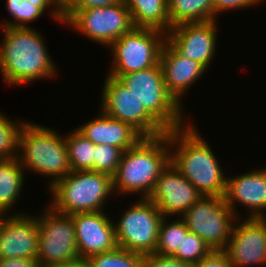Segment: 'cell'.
Returning <instances> with one entry per match:
<instances>
[{
	"instance_id": "1",
	"label": "cell",
	"mask_w": 266,
	"mask_h": 267,
	"mask_svg": "<svg viewBox=\"0 0 266 267\" xmlns=\"http://www.w3.org/2000/svg\"><path fill=\"white\" fill-rule=\"evenodd\" d=\"M1 28L0 74L6 86L17 88L36 80L57 77L58 65L48 53L47 41L38 29Z\"/></svg>"
},
{
	"instance_id": "20",
	"label": "cell",
	"mask_w": 266,
	"mask_h": 267,
	"mask_svg": "<svg viewBox=\"0 0 266 267\" xmlns=\"http://www.w3.org/2000/svg\"><path fill=\"white\" fill-rule=\"evenodd\" d=\"M93 120L75 128L95 145H112L123 151L133 147L142 136L129 124L113 119L101 109Z\"/></svg>"
},
{
	"instance_id": "15",
	"label": "cell",
	"mask_w": 266,
	"mask_h": 267,
	"mask_svg": "<svg viewBox=\"0 0 266 267\" xmlns=\"http://www.w3.org/2000/svg\"><path fill=\"white\" fill-rule=\"evenodd\" d=\"M224 198L237 218H243L241 206L247 210L245 218H266V166L227 176Z\"/></svg>"
},
{
	"instance_id": "35",
	"label": "cell",
	"mask_w": 266,
	"mask_h": 267,
	"mask_svg": "<svg viewBox=\"0 0 266 267\" xmlns=\"http://www.w3.org/2000/svg\"><path fill=\"white\" fill-rule=\"evenodd\" d=\"M37 258H0V267H39Z\"/></svg>"
},
{
	"instance_id": "7",
	"label": "cell",
	"mask_w": 266,
	"mask_h": 267,
	"mask_svg": "<svg viewBox=\"0 0 266 267\" xmlns=\"http://www.w3.org/2000/svg\"><path fill=\"white\" fill-rule=\"evenodd\" d=\"M165 42L166 34L162 31L134 27L107 48L112 58L107 74L118 79L157 65Z\"/></svg>"
},
{
	"instance_id": "9",
	"label": "cell",
	"mask_w": 266,
	"mask_h": 267,
	"mask_svg": "<svg viewBox=\"0 0 266 267\" xmlns=\"http://www.w3.org/2000/svg\"><path fill=\"white\" fill-rule=\"evenodd\" d=\"M118 221L113 218L117 245L130 252L155 253L162 213L149 198L130 203Z\"/></svg>"
},
{
	"instance_id": "21",
	"label": "cell",
	"mask_w": 266,
	"mask_h": 267,
	"mask_svg": "<svg viewBox=\"0 0 266 267\" xmlns=\"http://www.w3.org/2000/svg\"><path fill=\"white\" fill-rule=\"evenodd\" d=\"M5 9L12 20L5 18L7 20L0 21V29L31 28L29 23L37 21L46 11L53 21L65 25L63 6L57 0H6Z\"/></svg>"
},
{
	"instance_id": "23",
	"label": "cell",
	"mask_w": 266,
	"mask_h": 267,
	"mask_svg": "<svg viewBox=\"0 0 266 267\" xmlns=\"http://www.w3.org/2000/svg\"><path fill=\"white\" fill-rule=\"evenodd\" d=\"M135 28L170 31L167 0H124Z\"/></svg>"
},
{
	"instance_id": "6",
	"label": "cell",
	"mask_w": 266,
	"mask_h": 267,
	"mask_svg": "<svg viewBox=\"0 0 266 267\" xmlns=\"http://www.w3.org/2000/svg\"><path fill=\"white\" fill-rule=\"evenodd\" d=\"M123 83L145 109L167 130L181 128L189 123L185 108L168 92L160 62L146 70L121 75Z\"/></svg>"
},
{
	"instance_id": "36",
	"label": "cell",
	"mask_w": 266,
	"mask_h": 267,
	"mask_svg": "<svg viewBox=\"0 0 266 267\" xmlns=\"http://www.w3.org/2000/svg\"><path fill=\"white\" fill-rule=\"evenodd\" d=\"M67 267H92L88 259L79 258L67 264Z\"/></svg>"
},
{
	"instance_id": "38",
	"label": "cell",
	"mask_w": 266,
	"mask_h": 267,
	"mask_svg": "<svg viewBox=\"0 0 266 267\" xmlns=\"http://www.w3.org/2000/svg\"><path fill=\"white\" fill-rule=\"evenodd\" d=\"M70 0H60V4L64 7Z\"/></svg>"
},
{
	"instance_id": "30",
	"label": "cell",
	"mask_w": 266,
	"mask_h": 267,
	"mask_svg": "<svg viewBox=\"0 0 266 267\" xmlns=\"http://www.w3.org/2000/svg\"><path fill=\"white\" fill-rule=\"evenodd\" d=\"M123 150L112 145H95L94 171L110 175L115 174Z\"/></svg>"
},
{
	"instance_id": "5",
	"label": "cell",
	"mask_w": 266,
	"mask_h": 267,
	"mask_svg": "<svg viewBox=\"0 0 266 267\" xmlns=\"http://www.w3.org/2000/svg\"><path fill=\"white\" fill-rule=\"evenodd\" d=\"M48 192L52 197L45 204L66 215L105 211L103 208L108 204L107 201L116 197L112 177L93 170L71 171Z\"/></svg>"
},
{
	"instance_id": "28",
	"label": "cell",
	"mask_w": 266,
	"mask_h": 267,
	"mask_svg": "<svg viewBox=\"0 0 266 267\" xmlns=\"http://www.w3.org/2000/svg\"><path fill=\"white\" fill-rule=\"evenodd\" d=\"M4 112H0V159L18 157V136L26 120L13 121Z\"/></svg>"
},
{
	"instance_id": "33",
	"label": "cell",
	"mask_w": 266,
	"mask_h": 267,
	"mask_svg": "<svg viewBox=\"0 0 266 267\" xmlns=\"http://www.w3.org/2000/svg\"><path fill=\"white\" fill-rule=\"evenodd\" d=\"M193 267H233L223 250H213L207 257L202 258Z\"/></svg>"
},
{
	"instance_id": "31",
	"label": "cell",
	"mask_w": 266,
	"mask_h": 267,
	"mask_svg": "<svg viewBox=\"0 0 266 267\" xmlns=\"http://www.w3.org/2000/svg\"><path fill=\"white\" fill-rule=\"evenodd\" d=\"M264 0H213L214 4V15L218 18L220 14L238 11L243 9H249L250 7H256V5L262 4Z\"/></svg>"
},
{
	"instance_id": "32",
	"label": "cell",
	"mask_w": 266,
	"mask_h": 267,
	"mask_svg": "<svg viewBox=\"0 0 266 267\" xmlns=\"http://www.w3.org/2000/svg\"><path fill=\"white\" fill-rule=\"evenodd\" d=\"M142 267H193L192 263L183 262L172 256L146 255Z\"/></svg>"
},
{
	"instance_id": "4",
	"label": "cell",
	"mask_w": 266,
	"mask_h": 267,
	"mask_svg": "<svg viewBox=\"0 0 266 267\" xmlns=\"http://www.w3.org/2000/svg\"><path fill=\"white\" fill-rule=\"evenodd\" d=\"M47 125L26 121L19 131L18 160L28 173L48 177L51 188L72 170L69 165L65 134ZM61 134V135H60Z\"/></svg>"
},
{
	"instance_id": "16",
	"label": "cell",
	"mask_w": 266,
	"mask_h": 267,
	"mask_svg": "<svg viewBox=\"0 0 266 267\" xmlns=\"http://www.w3.org/2000/svg\"><path fill=\"white\" fill-rule=\"evenodd\" d=\"M203 195L171 164L161 172L149 199L164 217H181Z\"/></svg>"
},
{
	"instance_id": "2",
	"label": "cell",
	"mask_w": 266,
	"mask_h": 267,
	"mask_svg": "<svg viewBox=\"0 0 266 267\" xmlns=\"http://www.w3.org/2000/svg\"><path fill=\"white\" fill-rule=\"evenodd\" d=\"M193 121L169 131L170 163L203 195L224 196L227 172Z\"/></svg>"
},
{
	"instance_id": "14",
	"label": "cell",
	"mask_w": 266,
	"mask_h": 267,
	"mask_svg": "<svg viewBox=\"0 0 266 267\" xmlns=\"http://www.w3.org/2000/svg\"><path fill=\"white\" fill-rule=\"evenodd\" d=\"M217 22L211 20L176 25L166 34V41L181 56L196 60L208 69L218 49L220 23Z\"/></svg>"
},
{
	"instance_id": "39",
	"label": "cell",
	"mask_w": 266,
	"mask_h": 267,
	"mask_svg": "<svg viewBox=\"0 0 266 267\" xmlns=\"http://www.w3.org/2000/svg\"><path fill=\"white\" fill-rule=\"evenodd\" d=\"M2 217H3V214L0 213V223H1V219H2Z\"/></svg>"
},
{
	"instance_id": "13",
	"label": "cell",
	"mask_w": 266,
	"mask_h": 267,
	"mask_svg": "<svg viewBox=\"0 0 266 267\" xmlns=\"http://www.w3.org/2000/svg\"><path fill=\"white\" fill-rule=\"evenodd\" d=\"M223 251L233 267H265L266 218H237Z\"/></svg>"
},
{
	"instance_id": "24",
	"label": "cell",
	"mask_w": 266,
	"mask_h": 267,
	"mask_svg": "<svg viewBox=\"0 0 266 267\" xmlns=\"http://www.w3.org/2000/svg\"><path fill=\"white\" fill-rule=\"evenodd\" d=\"M170 29L183 23L218 20L213 0H167Z\"/></svg>"
},
{
	"instance_id": "29",
	"label": "cell",
	"mask_w": 266,
	"mask_h": 267,
	"mask_svg": "<svg viewBox=\"0 0 266 267\" xmlns=\"http://www.w3.org/2000/svg\"><path fill=\"white\" fill-rule=\"evenodd\" d=\"M212 251V248L202 238L195 233L188 232L182 236L181 248H178L172 257L194 265Z\"/></svg>"
},
{
	"instance_id": "34",
	"label": "cell",
	"mask_w": 266,
	"mask_h": 267,
	"mask_svg": "<svg viewBox=\"0 0 266 267\" xmlns=\"http://www.w3.org/2000/svg\"><path fill=\"white\" fill-rule=\"evenodd\" d=\"M121 0H70L63 9L101 8L117 4Z\"/></svg>"
},
{
	"instance_id": "22",
	"label": "cell",
	"mask_w": 266,
	"mask_h": 267,
	"mask_svg": "<svg viewBox=\"0 0 266 267\" xmlns=\"http://www.w3.org/2000/svg\"><path fill=\"white\" fill-rule=\"evenodd\" d=\"M26 171L22 168L18 157L0 159V213L3 215L22 214L25 211H15L17 202L24 192L22 189ZM14 212H12V211ZM10 212V213H9Z\"/></svg>"
},
{
	"instance_id": "12",
	"label": "cell",
	"mask_w": 266,
	"mask_h": 267,
	"mask_svg": "<svg viewBox=\"0 0 266 267\" xmlns=\"http://www.w3.org/2000/svg\"><path fill=\"white\" fill-rule=\"evenodd\" d=\"M100 99V109L106 115L129 124L142 137H156L168 132L117 78L106 76Z\"/></svg>"
},
{
	"instance_id": "10",
	"label": "cell",
	"mask_w": 266,
	"mask_h": 267,
	"mask_svg": "<svg viewBox=\"0 0 266 267\" xmlns=\"http://www.w3.org/2000/svg\"><path fill=\"white\" fill-rule=\"evenodd\" d=\"M37 214L39 265L65 266L79 259L75 226L71 215L54 211L49 205Z\"/></svg>"
},
{
	"instance_id": "18",
	"label": "cell",
	"mask_w": 266,
	"mask_h": 267,
	"mask_svg": "<svg viewBox=\"0 0 266 267\" xmlns=\"http://www.w3.org/2000/svg\"><path fill=\"white\" fill-rule=\"evenodd\" d=\"M3 215L0 223V258H37L36 214Z\"/></svg>"
},
{
	"instance_id": "11",
	"label": "cell",
	"mask_w": 266,
	"mask_h": 267,
	"mask_svg": "<svg viewBox=\"0 0 266 267\" xmlns=\"http://www.w3.org/2000/svg\"><path fill=\"white\" fill-rule=\"evenodd\" d=\"M189 232L202 238L212 250H224L237 219L224 196H203L181 216Z\"/></svg>"
},
{
	"instance_id": "19",
	"label": "cell",
	"mask_w": 266,
	"mask_h": 267,
	"mask_svg": "<svg viewBox=\"0 0 266 267\" xmlns=\"http://www.w3.org/2000/svg\"><path fill=\"white\" fill-rule=\"evenodd\" d=\"M160 64L168 92L184 107L183 96L208 70L198 61L181 56L167 41L161 50Z\"/></svg>"
},
{
	"instance_id": "17",
	"label": "cell",
	"mask_w": 266,
	"mask_h": 267,
	"mask_svg": "<svg viewBox=\"0 0 266 267\" xmlns=\"http://www.w3.org/2000/svg\"><path fill=\"white\" fill-rule=\"evenodd\" d=\"M106 211L71 214L79 258L114 250L117 245L112 213Z\"/></svg>"
},
{
	"instance_id": "8",
	"label": "cell",
	"mask_w": 266,
	"mask_h": 267,
	"mask_svg": "<svg viewBox=\"0 0 266 267\" xmlns=\"http://www.w3.org/2000/svg\"><path fill=\"white\" fill-rule=\"evenodd\" d=\"M63 13L65 26L105 48L134 28L124 0L101 8L63 9Z\"/></svg>"
},
{
	"instance_id": "37",
	"label": "cell",
	"mask_w": 266,
	"mask_h": 267,
	"mask_svg": "<svg viewBox=\"0 0 266 267\" xmlns=\"http://www.w3.org/2000/svg\"><path fill=\"white\" fill-rule=\"evenodd\" d=\"M39 267H67V265H65V266H57V265H40Z\"/></svg>"
},
{
	"instance_id": "27",
	"label": "cell",
	"mask_w": 266,
	"mask_h": 267,
	"mask_svg": "<svg viewBox=\"0 0 266 267\" xmlns=\"http://www.w3.org/2000/svg\"><path fill=\"white\" fill-rule=\"evenodd\" d=\"M145 256L121 247L88 258L92 267H142Z\"/></svg>"
},
{
	"instance_id": "26",
	"label": "cell",
	"mask_w": 266,
	"mask_h": 267,
	"mask_svg": "<svg viewBox=\"0 0 266 267\" xmlns=\"http://www.w3.org/2000/svg\"><path fill=\"white\" fill-rule=\"evenodd\" d=\"M173 219L174 217H163L161 220L155 255L173 256L181 248L182 236L189 230L181 217Z\"/></svg>"
},
{
	"instance_id": "3",
	"label": "cell",
	"mask_w": 266,
	"mask_h": 267,
	"mask_svg": "<svg viewBox=\"0 0 266 267\" xmlns=\"http://www.w3.org/2000/svg\"><path fill=\"white\" fill-rule=\"evenodd\" d=\"M169 131L156 137H142L122 154L112 176L116 197L136 194L149 198L161 172L170 163Z\"/></svg>"
},
{
	"instance_id": "25",
	"label": "cell",
	"mask_w": 266,
	"mask_h": 267,
	"mask_svg": "<svg viewBox=\"0 0 266 267\" xmlns=\"http://www.w3.org/2000/svg\"><path fill=\"white\" fill-rule=\"evenodd\" d=\"M69 165L72 171H94L95 144L76 129L65 133Z\"/></svg>"
}]
</instances>
